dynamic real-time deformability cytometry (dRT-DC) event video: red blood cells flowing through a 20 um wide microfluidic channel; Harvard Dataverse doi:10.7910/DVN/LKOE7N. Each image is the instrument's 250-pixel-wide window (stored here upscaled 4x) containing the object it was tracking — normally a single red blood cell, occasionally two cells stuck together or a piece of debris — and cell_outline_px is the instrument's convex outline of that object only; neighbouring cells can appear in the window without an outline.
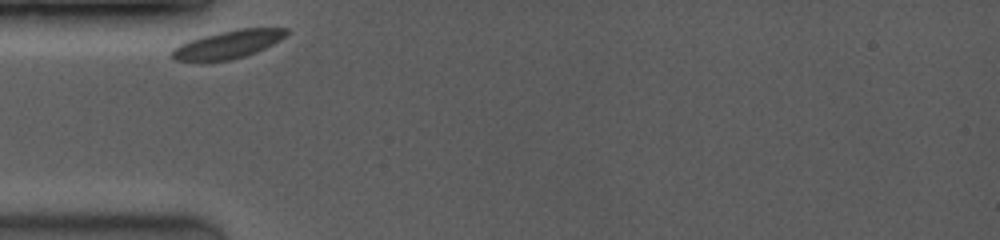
{"species": "common noctule bat (a hibernating species)", "species_latin": "Nyctalus noctula", "temperature_condition": "room temperature", "stored_images_in_passage": 2, "camera_frame_rate_fps": 3500, "um_per_image_px": 0.085, "animal": {"sex": "female", "body_mass_g": 19.0, "forearm_length_mm": 53.3}, "frame": {"image": 1, "passage_image": 1, "time_ms": 0.0, "image_size_px": [1000, 240], "cell_outline_px": [[288, 32], [280, 40], [256, 52], [232, 60], [204, 64], [176, 60], [172, 56], [172, 52], [180, 44], [188, 40], [220, 32], [240, 28], [288, 28]], "centroid_in_image_um": [19.34, 3.82], "position_along_channel_um": 65.7, "area_um2": 18.96}}